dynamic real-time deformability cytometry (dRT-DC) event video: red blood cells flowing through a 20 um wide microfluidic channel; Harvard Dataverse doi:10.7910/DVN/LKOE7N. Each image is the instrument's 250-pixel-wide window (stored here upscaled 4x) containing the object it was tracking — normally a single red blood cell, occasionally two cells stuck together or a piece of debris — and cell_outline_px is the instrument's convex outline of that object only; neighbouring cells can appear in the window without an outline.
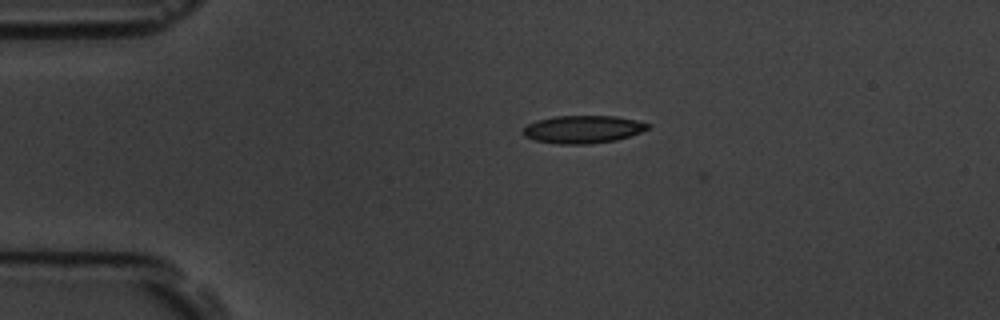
{"species": "common noctule bat (a hibernating species)", "species_latin": "Nyctalus noctula", "temperature_condition": "room temperature", "stored_images_in_passage": 4, "camera_frame_rate_fps": 3000, "um_per_image_px": 0.085, "animal": {"sex": "male", "body_mass_g": 19.5, "forearm_length_mm": 54.6}, "frame": {"image": 1, "passage_image": 3, "time_ms": 2.333, "image_size_px": [1000, 320], "cell_outline_px": [[652, 124], [648, 128], [640, 132], [616, 140], [588, 144], [556, 144], [536, 140], [524, 136], [524, 128], [528, 124], [536, 120], [552, 116], [616, 116], [636, 120]], "centroid_in_image_um": [49.54, 10.98], "position_along_channel_um": 35.5, "area_um2": 20.11}}